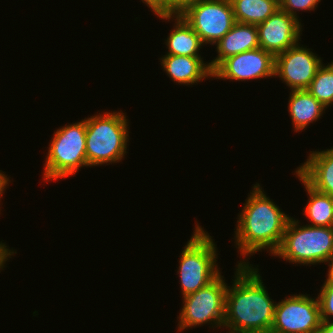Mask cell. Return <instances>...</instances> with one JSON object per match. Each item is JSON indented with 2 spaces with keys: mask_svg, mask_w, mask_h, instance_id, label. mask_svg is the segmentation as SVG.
Segmentation results:
<instances>
[{
  "mask_svg": "<svg viewBox=\"0 0 333 333\" xmlns=\"http://www.w3.org/2000/svg\"><path fill=\"white\" fill-rule=\"evenodd\" d=\"M259 269L240 261L226 292L223 327L229 333H270L276 303L264 287Z\"/></svg>",
  "mask_w": 333,
  "mask_h": 333,
  "instance_id": "1",
  "label": "cell"
},
{
  "mask_svg": "<svg viewBox=\"0 0 333 333\" xmlns=\"http://www.w3.org/2000/svg\"><path fill=\"white\" fill-rule=\"evenodd\" d=\"M238 216L234 237L244 259L262 249H269L274 254L291 218L264 194L258 183L253 186Z\"/></svg>",
  "mask_w": 333,
  "mask_h": 333,
  "instance_id": "2",
  "label": "cell"
},
{
  "mask_svg": "<svg viewBox=\"0 0 333 333\" xmlns=\"http://www.w3.org/2000/svg\"><path fill=\"white\" fill-rule=\"evenodd\" d=\"M128 120L123 112H105L86 119L88 166L117 163L123 159L129 140Z\"/></svg>",
  "mask_w": 333,
  "mask_h": 333,
  "instance_id": "3",
  "label": "cell"
},
{
  "mask_svg": "<svg viewBox=\"0 0 333 333\" xmlns=\"http://www.w3.org/2000/svg\"><path fill=\"white\" fill-rule=\"evenodd\" d=\"M298 221L290 218L273 256L300 265L328 263L333 258V227L300 226Z\"/></svg>",
  "mask_w": 333,
  "mask_h": 333,
  "instance_id": "4",
  "label": "cell"
},
{
  "mask_svg": "<svg viewBox=\"0 0 333 333\" xmlns=\"http://www.w3.org/2000/svg\"><path fill=\"white\" fill-rule=\"evenodd\" d=\"M216 259V245L212 237L196 224L179 259L178 274L183 297L207 286L221 274Z\"/></svg>",
  "mask_w": 333,
  "mask_h": 333,
  "instance_id": "5",
  "label": "cell"
},
{
  "mask_svg": "<svg viewBox=\"0 0 333 333\" xmlns=\"http://www.w3.org/2000/svg\"><path fill=\"white\" fill-rule=\"evenodd\" d=\"M49 144L44 180L52 181L75 175L88 166L86 158V118L57 129Z\"/></svg>",
  "mask_w": 333,
  "mask_h": 333,
  "instance_id": "6",
  "label": "cell"
},
{
  "mask_svg": "<svg viewBox=\"0 0 333 333\" xmlns=\"http://www.w3.org/2000/svg\"><path fill=\"white\" fill-rule=\"evenodd\" d=\"M221 274L207 286L183 298V308L178 317V331L210 323L223 327L228 285Z\"/></svg>",
  "mask_w": 333,
  "mask_h": 333,
  "instance_id": "7",
  "label": "cell"
},
{
  "mask_svg": "<svg viewBox=\"0 0 333 333\" xmlns=\"http://www.w3.org/2000/svg\"><path fill=\"white\" fill-rule=\"evenodd\" d=\"M179 15L203 44H217L236 23L230 0H199Z\"/></svg>",
  "mask_w": 333,
  "mask_h": 333,
  "instance_id": "8",
  "label": "cell"
},
{
  "mask_svg": "<svg viewBox=\"0 0 333 333\" xmlns=\"http://www.w3.org/2000/svg\"><path fill=\"white\" fill-rule=\"evenodd\" d=\"M321 321L318 298L291 295L276 303L270 333H316Z\"/></svg>",
  "mask_w": 333,
  "mask_h": 333,
  "instance_id": "9",
  "label": "cell"
},
{
  "mask_svg": "<svg viewBox=\"0 0 333 333\" xmlns=\"http://www.w3.org/2000/svg\"><path fill=\"white\" fill-rule=\"evenodd\" d=\"M296 43L275 56V76L293 90H307L318 69L323 64L307 47Z\"/></svg>",
  "mask_w": 333,
  "mask_h": 333,
  "instance_id": "10",
  "label": "cell"
},
{
  "mask_svg": "<svg viewBox=\"0 0 333 333\" xmlns=\"http://www.w3.org/2000/svg\"><path fill=\"white\" fill-rule=\"evenodd\" d=\"M275 76V56L262 48L224 59L214 70L215 79L246 81Z\"/></svg>",
  "mask_w": 333,
  "mask_h": 333,
  "instance_id": "11",
  "label": "cell"
},
{
  "mask_svg": "<svg viewBox=\"0 0 333 333\" xmlns=\"http://www.w3.org/2000/svg\"><path fill=\"white\" fill-rule=\"evenodd\" d=\"M257 28L260 48L274 56L298 43L302 34L300 20L280 8Z\"/></svg>",
  "mask_w": 333,
  "mask_h": 333,
  "instance_id": "12",
  "label": "cell"
},
{
  "mask_svg": "<svg viewBox=\"0 0 333 333\" xmlns=\"http://www.w3.org/2000/svg\"><path fill=\"white\" fill-rule=\"evenodd\" d=\"M295 173L316 191L333 197V148L311 151Z\"/></svg>",
  "mask_w": 333,
  "mask_h": 333,
  "instance_id": "13",
  "label": "cell"
},
{
  "mask_svg": "<svg viewBox=\"0 0 333 333\" xmlns=\"http://www.w3.org/2000/svg\"><path fill=\"white\" fill-rule=\"evenodd\" d=\"M163 70L174 82L190 85L204 78H213L209 63H204L201 56L166 54L161 58ZM200 80V81H199Z\"/></svg>",
  "mask_w": 333,
  "mask_h": 333,
  "instance_id": "14",
  "label": "cell"
},
{
  "mask_svg": "<svg viewBox=\"0 0 333 333\" xmlns=\"http://www.w3.org/2000/svg\"><path fill=\"white\" fill-rule=\"evenodd\" d=\"M259 47L257 25L236 22L232 29L216 44L218 55L209 63V66L213 71L227 57Z\"/></svg>",
  "mask_w": 333,
  "mask_h": 333,
  "instance_id": "15",
  "label": "cell"
},
{
  "mask_svg": "<svg viewBox=\"0 0 333 333\" xmlns=\"http://www.w3.org/2000/svg\"><path fill=\"white\" fill-rule=\"evenodd\" d=\"M288 111L293 128L297 132L305 129L310 123L321 118L325 108L308 90H293L290 92Z\"/></svg>",
  "mask_w": 333,
  "mask_h": 333,
  "instance_id": "16",
  "label": "cell"
},
{
  "mask_svg": "<svg viewBox=\"0 0 333 333\" xmlns=\"http://www.w3.org/2000/svg\"><path fill=\"white\" fill-rule=\"evenodd\" d=\"M158 17L168 21H170L171 18H175V28L170 32L165 42L169 50L167 54L200 56L198 53L203 43L197 33L181 18L180 15H158Z\"/></svg>",
  "mask_w": 333,
  "mask_h": 333,
  "instance_id": "17",
  "label": "cell"
},
{
  "mask_svg": "<svg viewBox=\"0 0 333 333\" xmlns=\"http://www.w3.org/2000/svg\"><path fill=\"white\" fill-rule=\"evenodd\" d=\"M296 176L304 184L309 195L308 203L304 208V216L310 220V226L333 227V197L316 191L308 185L297 173Z\"/></svg>",
  "mask_w": 333,
  "mask_h": 333,
  "instance_id": "18",
  "label": "cell"
},
{
  "mask_svg": "<svg viewBox=\"0 0 333 333\" xmlns=\"http://www.w3.org/2000/svg\"><path fill=\"white\" fill-rule=\"evenodd\" d=\"M235 21L258 25L279 9L276 0H230Z\"/></svg>",
  "mask_w": 333,
  "mask_h": 333,
  "instance_id": "19",
  "label": "cell"
},
{
  "mask_svg": "<svg viewBox=\"0 0 333 333\" xmlns=\"http://www.w3.org/2000/svg\"><path fill=\"white\" fill-rule=\"evenodd\" d=\"M307 90L326 109L333 104V63L320 66Z\"/></svg>",
  "mask_w": 333,
  "mask_h": 333,
  "instance_id": "20",
  "label": "cell"
},
{
  "mask_svg": "<svg viewBox=\"0 0 333 333\" xmlns=\"http://www.w3.org/2000/svg\"><path fill=\"white\" fill-rule=\"evenodd\" d=\"M317 298L321 320H331L330 316L333 317V283L325 280Z\"/></svg>",
  "mask_w": 333,
  "mask_h": 333,
  "instance_id": "21",
  "label": "cell"
},
{
  "mask_svg": "<svg viewBox=\"0 0 333 333\" xmlns=\"http://www.w3.org/2000/svg\"><path fill=\"white\" fill-rule=\"evenodd\" d=\"M321 0H281L279 2V8L285 11L290 16L297 18L296 10L311 11L316 9L318 2Z\"/></svg>",
  "mask_w": 333,
  "mask_h": 333,
  "instance_id": "22",
  "label": "cell"
},
{
  "mask_svg": "<svg viewBox=\"0 0 333 333\" xmlns=\"http://www.w3.org/2000/svg\"><path fill=\"white\" fill-rule=\"evenodd\" d=\"M199 0H165V15H179L187 6Z\"/></svg>",
  "mask_w": 333,
  "mask_h": 333,
  "instance_id": "23",
  "label": "cell"
},
{
  "mask_svg": "<svg viewBox=\"0 0 333 333\" xmlns=\"http://www.w3.org/2000/svg\"><path fill=\"white\" fill-rule=\"evenodd\" d=\"M155 15H165V0H141Z\"/></svg>",
  "mask_w": 333,
  "mask_h": 333,
  "instance_id": "24",
  "label": "cell"
},
{
  "mask_svg": "<svg viewBox=\"0 0 333 333\" xmlns=\"http://www.w3.org/2000/svg\"><path fill=\"white\" fill-rule=\"evenodd\" d=\"M14 253H16L14 250L11 251L4 243H2V241L0 242V269L5 267L4 264L12 254L14 255Z\"/></svg>",
  "mask_w": 333,
  "mask_h": 333,
  "instance_id": "25",
  "label": "cell"
},
{
  "mask_svg": "<svg viewBox=\"0 0 333 333\" xmlns=\"http://www.w3.org/2000/svg\"><path fill=\"white\" fill-rule=\"evenodd\" d=\"M316 333H333V321L322 320Z\"/></svg>",
  "mask_w": 333,
  "mask_h": 333,
  "instance_id": "26",
  "label": "cell"
},
{
  "mask_svg": "<svg viewBox=\"0 0 333 333\" xmlns=\"http://www.w3.org/2000/svg\"><path fill=\"white\" fill-rule=\"evenodd\" d=\"M10 180L7 177V175H4L1 170H0V198L3 195V191L6 190L4 188H6L9 184ZM7 185V186H6Z\"/></svg>",
  "mask_w": 333,
  "mask_h": 333,
  "instance_id": "27",
  "label": "cell"
},
{
  "mask_svg": "<svg viewBox=\"0 0 333 333\" xmlns=\"http://www.w3.org/2000/svg\"><path fill=\"white\" fill-rule=\"evenodd\" d=\"M329 264V271L327 274L326 280L330 283H333V258L328 262Z\"/></svg>",
  "mask_w": 333,
  "mask_h": 333,
  "instance_id": "28",
  "label": "cell"
}]
</instances>
